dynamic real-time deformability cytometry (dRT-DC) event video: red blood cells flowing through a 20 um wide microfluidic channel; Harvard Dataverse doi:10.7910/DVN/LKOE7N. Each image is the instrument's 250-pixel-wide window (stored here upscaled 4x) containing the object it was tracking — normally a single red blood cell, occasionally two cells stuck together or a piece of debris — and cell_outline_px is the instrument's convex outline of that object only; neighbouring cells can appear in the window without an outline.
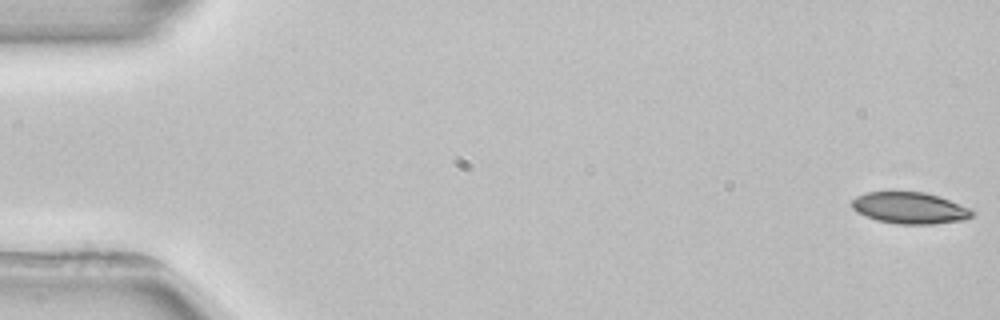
{"species": "common noctule bat (a hibernating species)", "species_latin": "Nyctalus noctula", "temperature_condition": "room temperature", "stored_images_in_passage": 3, "camera_frame_rate_fps": 3000, "um_per_image_px": 0.085, "animal": {"sex": "female", "body_mass_g": 22.7, "forearm_length_mm": 54.2}, "frame": {"image": 1, "passage_image": 1, "time_ms": 0.0, "image_size_px": [1000, 320], "cell_outline_px": [[976, 212], [972, 216], [964, 220], [936, 224], [896, 224], [876, 220], [864, 216], [856, 212], [852, 208], [852, 200], [856, 196], [868, 192], [924, 192], [940, 196], [972, 208]], "centroid_in_image_um": [77.37, 17.69], "position_along_channel_um": 7.6, "area_um2": 22.43}}
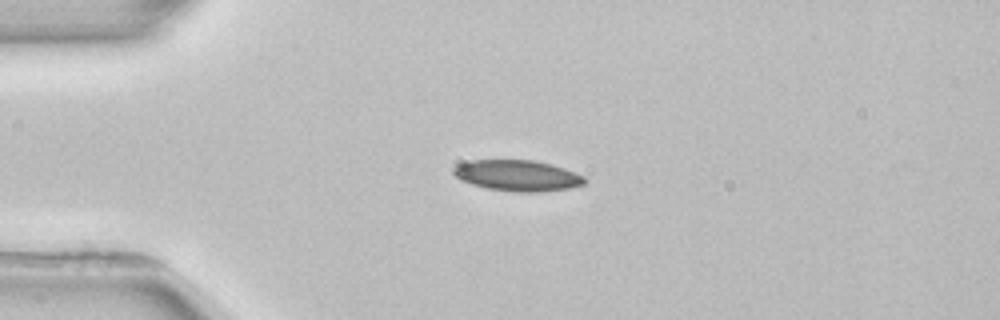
{"frame": {"image": 2, "passage_image": 3, "time_ms": 4.0, "image_size_px": [1000, 320], "cell_outline_px": [[588, 180], [584, 184], [568, 188], [544, 192], [516, 192], [484, 188], [460, 180], [452, 172], [452, 168], [456, 164], [472, 160], [536, 160], [552, 164], [564, 168], [584, 176]], "centroid_in_image_um": [43.98, 14.92], "position_along_channel_um": 41.0, "area_um2": 23.93}}